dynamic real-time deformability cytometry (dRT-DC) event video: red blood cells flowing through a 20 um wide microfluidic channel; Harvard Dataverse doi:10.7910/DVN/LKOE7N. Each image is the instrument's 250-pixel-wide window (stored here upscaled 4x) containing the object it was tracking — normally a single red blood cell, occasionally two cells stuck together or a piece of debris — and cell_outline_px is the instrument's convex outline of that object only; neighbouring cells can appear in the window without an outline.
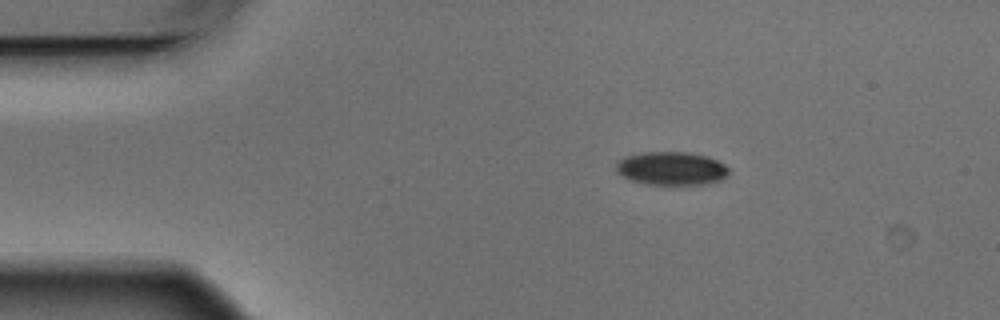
{"species": "Egyptian fruit bat (a non-hibernating species)", "species_latin": "Rousettus aegyptiacus", "temperature_condition": "warm", "stored_images_in_passage": 4, "camera_frame_rate_fps": 3000, "um_per_image_px": 0.085, "animal": {"sex": "male"}, "frame": {"image": 1, "passage_image": 2, "time_ms": 0.333, "image_size_px": [1000, 320], "cell_outline_px": [[728, 172], [720, 180], [708, 184], [644, 184], [632, 180], [616, 172], [616, 164], [624, 156], [644, 152], [688, 152], [704, 156], [716, 160], [724, 164], [728, 168]], "centroid_in_image_um": [57.04, 14.31], "position_along_channel_um": 28.0, "area_um2": 21.68}}
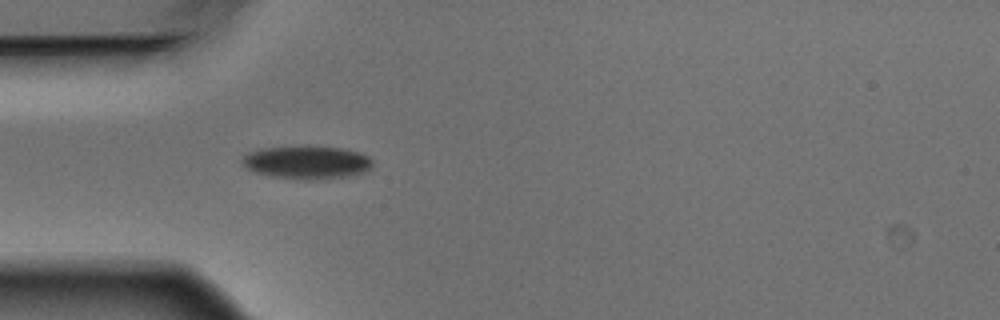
{"frame": {"image": 2, "passage_image": 4, "time_ms": 1.0, "image_size_px": [1000, 320], "cell_outline_px": [[372, 168], [364, 172], [344, 176], [308, 180], [304, 180], [272, 176], [256, 172], [248, 168], [240, 160], [248, 152], [260, 148], [304, 144], [340, 148], [360, 152], [368, 156], [372, 160]], "centroid_in_image_um": [26.07, 13.76], "position_along_channel_um": 58.9, "area_um2": 25.49}}